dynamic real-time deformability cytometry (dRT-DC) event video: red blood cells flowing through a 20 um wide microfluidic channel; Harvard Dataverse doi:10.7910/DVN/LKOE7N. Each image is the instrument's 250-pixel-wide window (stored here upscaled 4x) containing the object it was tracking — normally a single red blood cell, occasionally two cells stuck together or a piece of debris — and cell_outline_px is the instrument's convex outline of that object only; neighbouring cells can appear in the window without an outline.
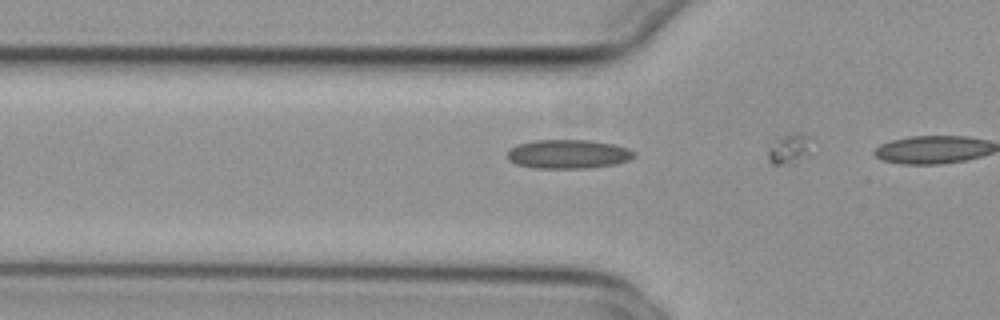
{"species": "common noctule bat (a hibernating species)", "species_latin": "Nyctalus noctula", "temperature_condition": "cold", "stored_images_in_passage": 7, "camera_frame_rate_fps": 3000, "um_per_image_px": 0.085, "animal": {"sex": "female", "body_mass_g": 29.2, "forearm_length_mm": 56.3}, "frame": {"image": 1, "passage_image": 6, "time_ms": 1.667, "image_size_px": [1000, 320], "cell_outline_px": [[636, 156], [628, 160], [616, 164], [588, 168], [532, 168], [516, 164], [508, 160], [508, 148], [516, 144], [532, 140], [588, 140], [612, 144], [628, 148], [636, 152]], "centroid_in_image_um": [48.27, 13.09], "position_along_channel_um": 77.5, "area_um2": 21.62}}